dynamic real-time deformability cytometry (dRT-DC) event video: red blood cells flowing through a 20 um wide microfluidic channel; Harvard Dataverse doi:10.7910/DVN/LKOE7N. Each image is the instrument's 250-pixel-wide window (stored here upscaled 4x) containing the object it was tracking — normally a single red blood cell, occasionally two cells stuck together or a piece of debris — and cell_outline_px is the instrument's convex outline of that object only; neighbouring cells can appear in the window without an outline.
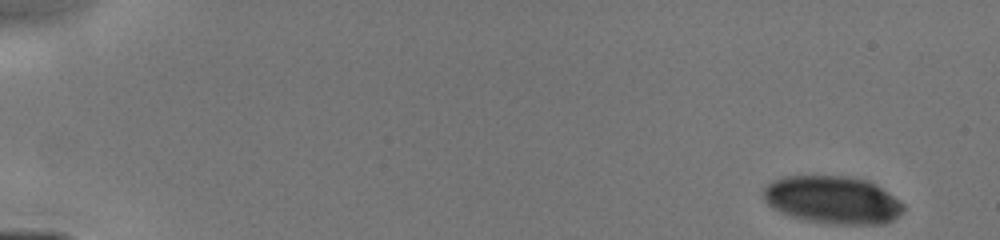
{"species": "human", "species_latin": "Homo sapiens", "temperature_condition": "cold", "stored_images_in_passage": 60, "camera_frame_rate_fps": 3000, "um_per_image_px": 0.085, "donor": {"sex": "male"}, "frame": {"image": 1, "passage_image": 1, "time_ms": 0.0, "image_size_px": [1000, 240], "cell_outline_px": [[904, 212], [892, 220], [884, 224], [828, 224], [804, 220], [788, 216], [772, 208], [764, 200], [764, 188], [772, 180], [784, 176], [848, 176], [868, 180], [876, 184], [900, 200], [904, 204]], "centroid_in_image_um": [70.78, 17.0], "position_along_channel_um": 14.2, "area_um2": 39.36}}
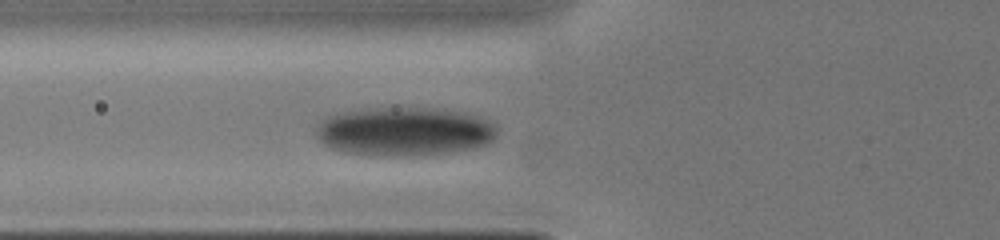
{"frame": {"image": 2, "passage_image": 22, "time_ms": 5.333, "image_size_px": [1000, 240], "cell_outline_px": [[496, 132], [492, 140], [484, 144], [472, 148], [452, 152], [404, 156], [400, 156], [344, 152], [332, 148], [324, 144], [316, 136], [316, 128], [328, 116], [344, 112], [376, 108], [432, 108], [480, 116], [496, 124]], "centroid_in_image_um": [34.39, 11.17], "position_along_channel_um": 91.4, "area_um2": 50.63}}
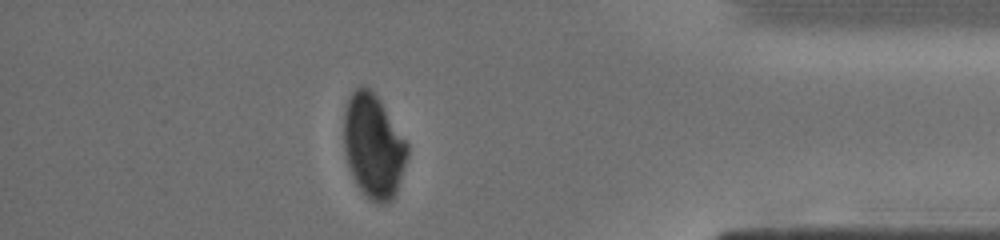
{"frame": {"image": 3, "passage_image": 53, "time_ms": 13.0, "image_size_px": [1000, 240], "cell_outline_px": [[408, 156], [396, 192], [392, 200], [384, 204], [376, 204], [356, 184], [352, 176], [344, 152], [344, 112], [348, 96], [360, 84], [368, 88], [380, 100], [408, 144]], "centroid_in_image_um": [31.73, 12.41], "position_along_channel_um": 403.5, "area_um2": 38.32}}